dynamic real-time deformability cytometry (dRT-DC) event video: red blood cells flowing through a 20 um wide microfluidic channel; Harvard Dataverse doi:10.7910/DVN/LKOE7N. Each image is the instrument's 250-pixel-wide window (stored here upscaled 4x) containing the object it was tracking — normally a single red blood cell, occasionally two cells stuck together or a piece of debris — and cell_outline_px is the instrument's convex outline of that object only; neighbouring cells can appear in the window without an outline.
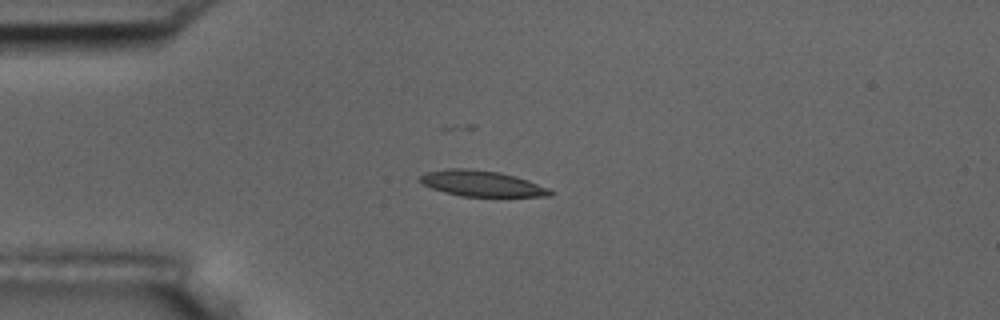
{"species": "common noctule bat (a hibernating species)", "species_latin": "Nyctalus noctula", "temperature_condition": "room temperature", "stored_images_in_passage": 7, "camera_frame_rate_fps": 3000, "um_per_image_px": 0.085, "animal": {"sex": "male", "body_mass_g": 17.5, "forearm_length_mm": 52.3}, "frame": {"image": 1, "passage_image": 4, "time_ms": 3.667, "image_size_px": [1000, 320], "cell_outline_px": [[552, 196], [460, 196], [444, 192], [432, 188], [424, 184], [420, 180], [420, 176], [424, 172], [444, 168], [468, 168], [500, 172], [516, 176], [552, 188]], "centroid_in_image_um": [40.96, 15.58], "position_along_channel_um": 44.0, "area_um2": 19.71}}